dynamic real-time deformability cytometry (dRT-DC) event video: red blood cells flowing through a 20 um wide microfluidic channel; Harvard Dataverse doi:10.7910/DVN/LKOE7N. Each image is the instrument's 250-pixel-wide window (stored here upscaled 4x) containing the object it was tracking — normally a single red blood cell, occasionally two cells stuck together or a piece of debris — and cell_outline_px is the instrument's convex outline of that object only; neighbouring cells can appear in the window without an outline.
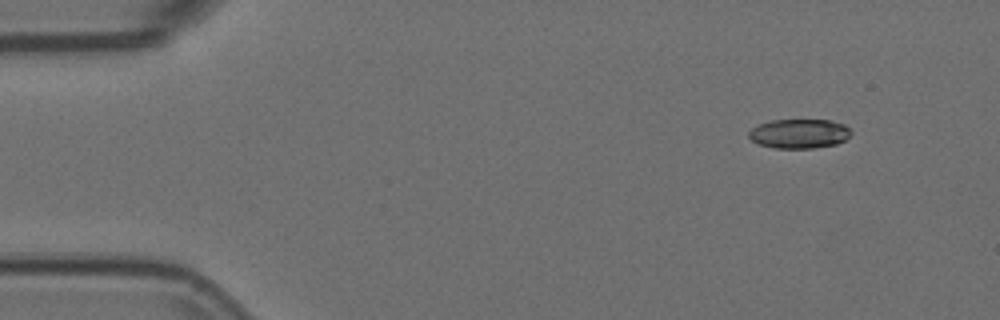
{"species": "Egyptian fruit bat (a non-hibernating species)", "species_latin": "Rousettus aegyptiacus", "temperature_condition": "room temperature", "stored_images_in_passage": 50, "camera_frame_rate_fps": 3000, "um_per_image_px": 0.085, "animal": {"sex": "female"}, "frame": {"image": 1, "passage_image": 1, "time_ms": 0.0, "image_size_px": [1000, 320], "cell_outline_px": [[852, 132], [844, 140], [836, 144], [812, 148], [776, 148], [760, 144], [752, 140], [748, 136], [748, 132], [752, 128], [768, 120], [828, 120], [844, 124]], "centroid_in_image_um": [67.92, 11.35], "position_along_channel_um": 17.1, "area_um2": 17.34}}
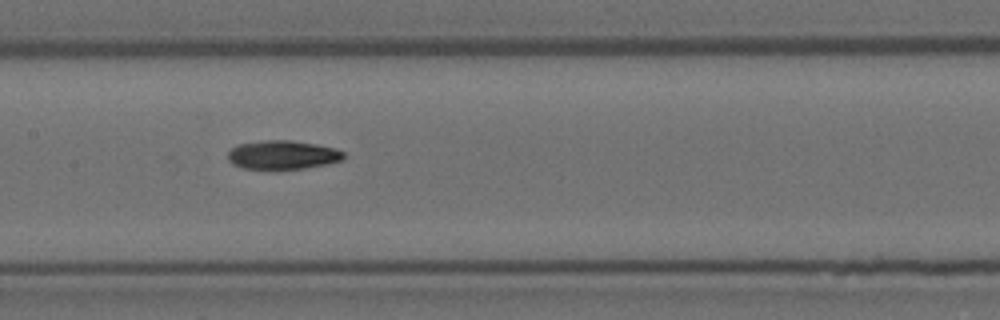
{"frame": {"image": 2, "passage_image": 22, "time_ms": 7.0, "image_size_px": [1000, 320], "cell_outline_px": [[344, 156], [340, 160], [328, 164], [304, 168], [244, 168], [232, 164], [228, 160], [228, 152], [236, 144], [264, 140], [292, 140], [316, 144], [336, 148], [344, 152]], "centroid_in_image_um": [24.01, 13.14], "position_along_channel_um": 183.4, "area_um2": 19.31}}
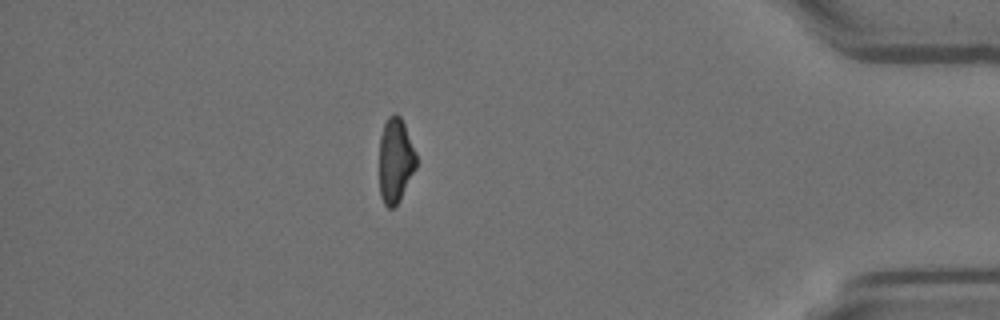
{"frame": {"image": 3, "passage_image": 43, "time_ms": 14.0, "image_size_px": [1000, 320], "cell_outline_px": [[416, 168], [396, 204], [392, 208], [388, 208], [384, 204], [380, 196], [380, 136], [384, 124], [388, 116], [396, 112], [400, 116], [404, 124], [416, 152]], "centroid_in_image_um": [33.6, 13.6], "position_along_channel_um": 401.6, "area_um2": 18.03}, "authors_computed_cell_mechanics": {"area_um2": 19.363, "velocity_mm_per_s": 3.7507, "shape_relaxation_time_tau1_ms": 6.3169, "shape_relaxation_time_tau2_ms": 5.7965, "deformation_change_tau1": 0.1955, "deformation_change_tau2": 0.1365}}